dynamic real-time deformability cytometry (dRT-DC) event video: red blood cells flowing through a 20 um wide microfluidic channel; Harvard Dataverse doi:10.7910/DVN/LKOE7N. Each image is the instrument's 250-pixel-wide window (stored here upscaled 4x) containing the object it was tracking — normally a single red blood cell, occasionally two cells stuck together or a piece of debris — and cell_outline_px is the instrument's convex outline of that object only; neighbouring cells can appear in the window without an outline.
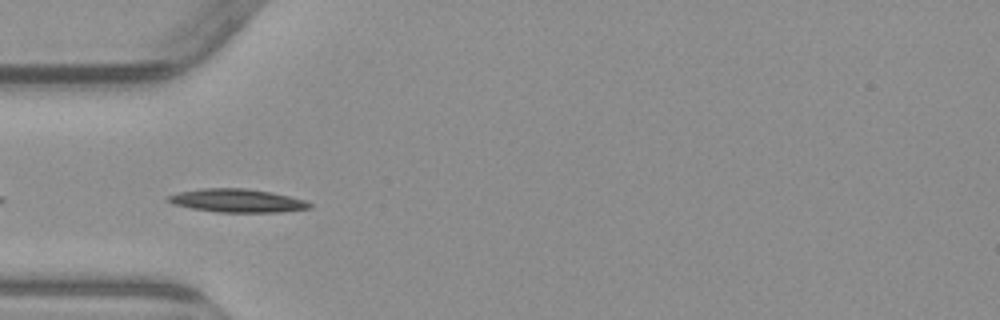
{"species": "common noctule bat (a hibernating species)", "species_latin": "Nyctalus noctula", "temperature_condition": "warm", "stored_images_in_passage": 6, "camera_frame_rate_fps": 3000, "um_per_image_px": 0.085, "animal": {"sex": "male", "body_mass_g": 23.1, "forearm_length_mm": 52.7}, "frame": {"image": 1, "passage_image": 4, "time_ms": 4.333, "image_size_px": [1000, 320], "cell_outline_px": [[312, 208], [276, 212], [216, 212], [192, 208], [172, 204], [164, 200], [164, 196], [176, 192], [200, 188], [244, 188], [272, 192], [304, 200], [312, 204]], "centroid_in_image_um": [20.06, 17.04], "position_along_channel_um": 64.9, "area_um2": 19.42}}
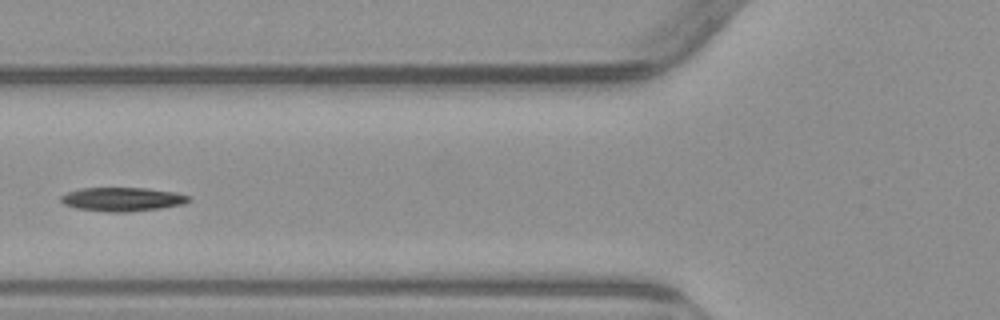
{"frame": {"image": 2, "passage_image": 5, "time_ms": 5.667, "image_size_px": [1000, 320], "cell_outline_px": [[192, 200], [184, 204], [160, 208], [132, 212], [108, 212], [76, 208], [64, 204], [60, 200], [60, 196], [68, 192], [80, 188], [148, 188], [176, 192], [192, 196]], "centroid_in_image_um": [10.45, 16.94], "position_along_channel_um": 115.4, "area_um2": 17.98}}
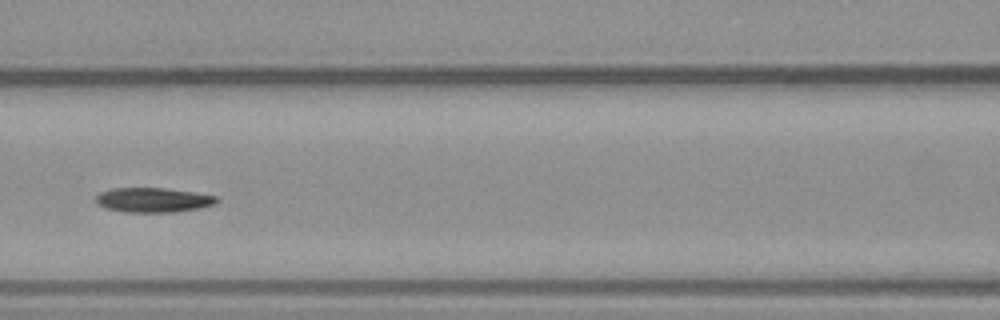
{"frame": {"image": 3, "passage_image": 6, "time_ms": 6.667, "image_size_px": [1000, 320], "cell_outline_px": [[220, 200], [216, 204], [200, 208], [176, 212], [124, 212], [104, 208], [96, 204], [96, 196], [100, 192], [112, 188], [164, 188], [192, 192], [216, 196]], "centroid_in_image_um": [13.0, 17.0], "position_along_channel_um": 153.6, "area_um2": 17.46}}